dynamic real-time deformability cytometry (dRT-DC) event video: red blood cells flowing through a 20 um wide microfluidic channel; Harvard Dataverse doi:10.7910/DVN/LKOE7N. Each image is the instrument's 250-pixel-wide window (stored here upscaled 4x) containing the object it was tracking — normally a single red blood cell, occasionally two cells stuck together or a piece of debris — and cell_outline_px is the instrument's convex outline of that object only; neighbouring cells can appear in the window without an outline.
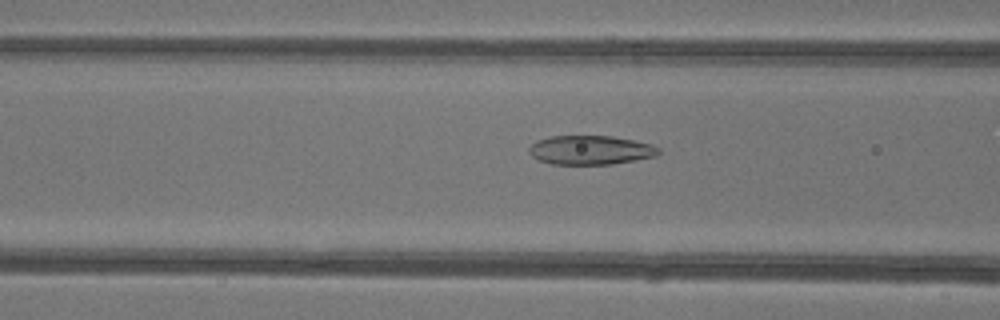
{"species": "common noctule bat (a hibernating species)", "species_latin": "Nyctalus noctula", "temperature_condition": "warm", "stored_images_in_passage": 38, "camera_frame_rate_fps": 3000, "um_per_image_px": 0.085, "animal": {"sex": "female"}, "frame": {"image": 1, "passage_image": 9, "time_ms": 2.667, "image_size_px": [1000, 320], "cell_outline_px": [[660, 152], [656, 156], [636, 160], [612, 164], [552, 164], [540, 160], [532, 156], [528, 152], [528, 148], [536, 140], [552, 136], [612, 136], [652, 144], [660, 148]], "centroid_in_image_um": [50.2, 12.75], "position_along_channel_um": 116.4, "area_um2": 21.96}}
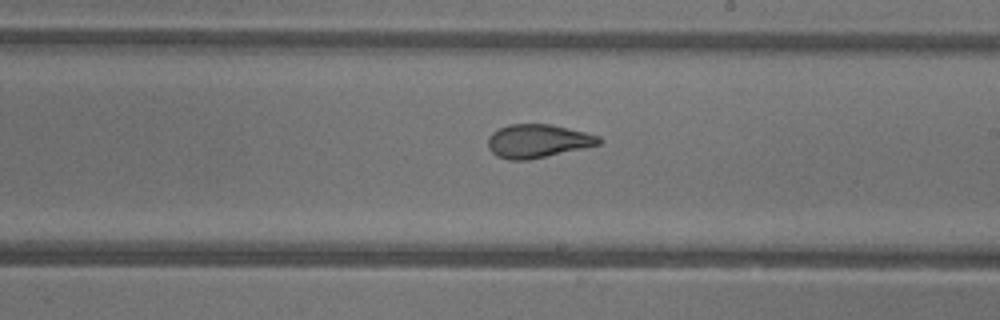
{"frame": {"image": 2, "passage_image": 18, "time_ms": 5.667, "image_size_px": [1000, 320], "cell_outline_px": [[604, 140], [600, 144], [528, 160], [508, 160], [496, 156], [488, 148], [488, 136], [492, 132], [508, 124], [552, 124], [600, 136]], "centroid_in_image_um": [45.69, 11.98], "position_along_channel_um": 243.3, "area_um2": 21.62}}
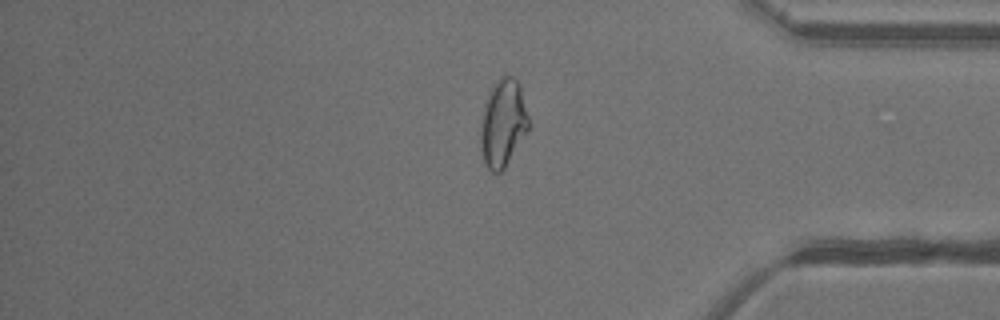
{"frame": {"image": 3, "passage_image": 30, "time_ms": 9.667, "image_size_px": [1000, 320], "cell_outline_px": [[532, 124], [504, 168], [500, 172], [492, 172], [484, 164], [480, 148], [480, 124], [488, 92], [496, 80], [500, 76], [512, 76], [520, 84]], "centroid_in_image_um": [42.77, 10.44], "position_along_channel_um": 392.4, "area_um2": 24.91}, "authors_computed_cell_mechanics": {"area_um2": 23.5535, "velocity_mm_per_s": 4.2168, "shape_relaxation_time_tau1_ms": null, "shape_relaxation_time_tau2_ms": 1.1729, "deformation_change_tau1": null, "deformation_change_tau2": 0.0712}}